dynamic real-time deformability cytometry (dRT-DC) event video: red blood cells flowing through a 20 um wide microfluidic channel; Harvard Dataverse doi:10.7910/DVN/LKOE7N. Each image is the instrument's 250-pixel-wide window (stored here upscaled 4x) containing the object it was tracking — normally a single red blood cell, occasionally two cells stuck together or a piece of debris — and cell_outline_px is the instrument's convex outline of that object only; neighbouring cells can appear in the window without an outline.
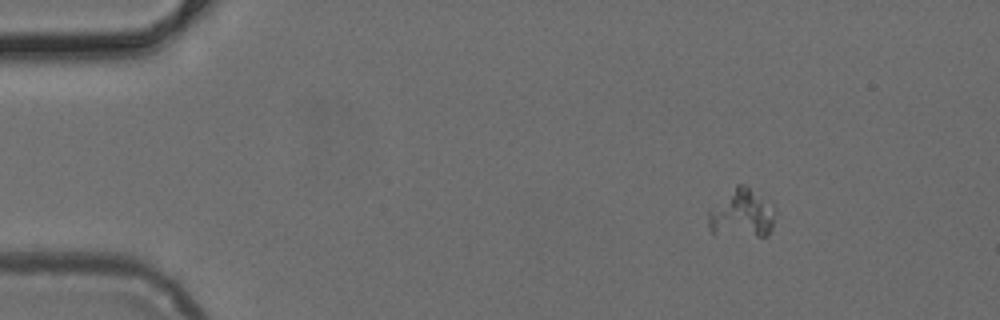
{"species": "common noctule bat (a hibernating species)", "species_latin": "Nyctalus noctula", "temperature_condition": "cold", "stored_images_in_passage": 26, "camera_frame_rate_fps": 3000, "um_per_image_px": 0.085, "animal": {"sex": "female", "body_mass_g": 24.6, "forearm_length_mm": 56.2}, "frame": {"image": 1, "passage_image": 1, "time_ms": 0.0, "image_size_px": [1000, 320], "cell_outline_px": [[776, 212], [772, 228], [768, 236], [756, 236], [712, 232], [708, 228], [708, 208], [736, 184], [744, 184], [776, 208]], "centroid_in_image_um": [63.04, 18.13], "position_along_channel_um": 22.0, "area_um2": 18.96}}
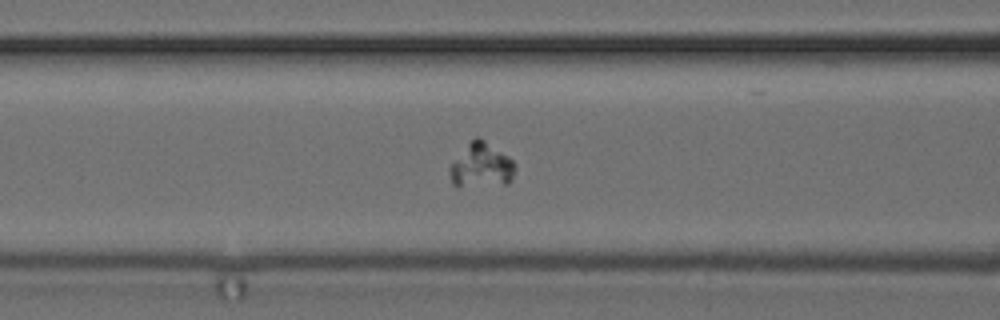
{"frame": {"image": 2, "passage_image": 15, "time_ms": 4.667, "image_size_px": [1000, 320], "cell_outline_px": [[516, 168], [512, 180], [508, 184], [456, 188], [452, 184], [448, 172], [448, 168], [468, 144], [476, 136], [484, 140], [508, 156], [516, 164]], "centroid_in_image_um": [40.91, 14.13], "position_along_channel_um": 125.7, "area_um2": 17.17}}
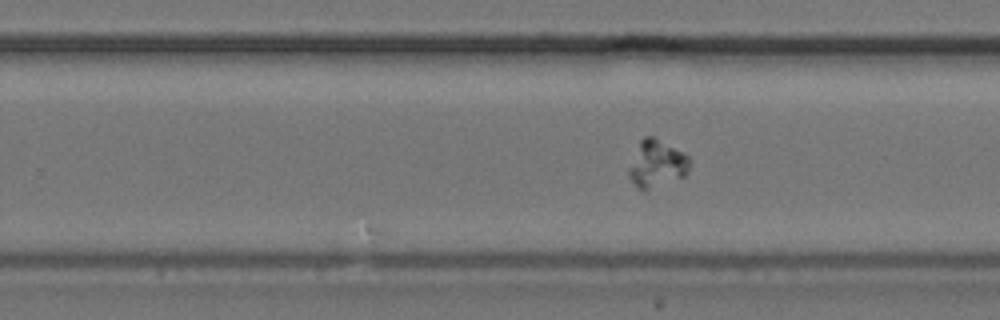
{"frame": {"image": 3, "passage_image": 26, "time_ms": 8.333, "image_size_px": [1000, 320], "cell_outline_px": [[692, 164], [684, 176], [644, 192], [636, 188], [628, 176], [628, 172], [640, 140], [644, 136], [652, 136], [688, 156], [692, 160]], "centroid_in_image_um": [55.83, 13.97], "position_along_channel_um": 274.0, "area_um2": 16.59}}